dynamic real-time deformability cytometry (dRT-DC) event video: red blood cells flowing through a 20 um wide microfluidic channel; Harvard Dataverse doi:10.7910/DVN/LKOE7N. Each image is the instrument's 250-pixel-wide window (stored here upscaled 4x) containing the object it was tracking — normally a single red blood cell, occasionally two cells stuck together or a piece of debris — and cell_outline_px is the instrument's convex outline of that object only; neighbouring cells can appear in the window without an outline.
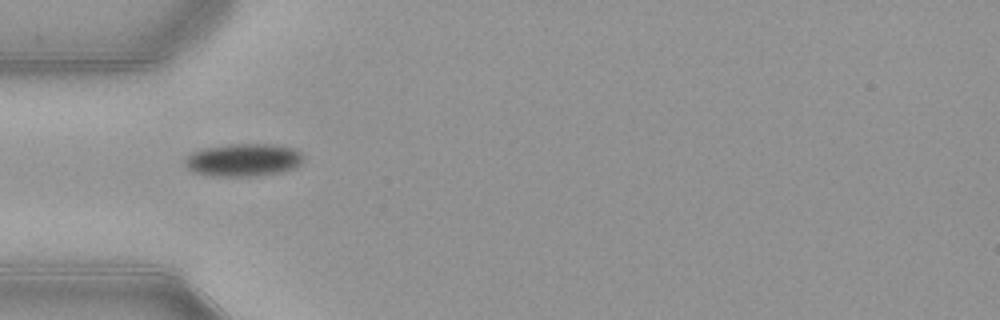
{"species": "common noctule bat (a hibernating species)", "species_latin": "Nyctalus noctula", "temperature_condition": "warm", "stored_images_in_passage": 34, "camera_frame_rate_fps": 3000, "um_per_image_px": 0.085, "animal": {"sex": "female", "body_mass_g": 21.9}, "frame": {"image": 1, "passage_image": 1, "time_ms": 0.0, "image_size_px": [1000, 320], "cell_outline_px": [[304, 160], [296, 168], [280, 172], [256, 176], [212, 176], [192, 172], [184, 164], [184, 160], [192, 152], [204, 148], [228, 144], [272, 144], [292, 148], [300, 152], [304, 156]], "centroid_in_image_um": [20.69, 13.6], "position_along_channel_um": 64.3, "area_um2": 22.77}}
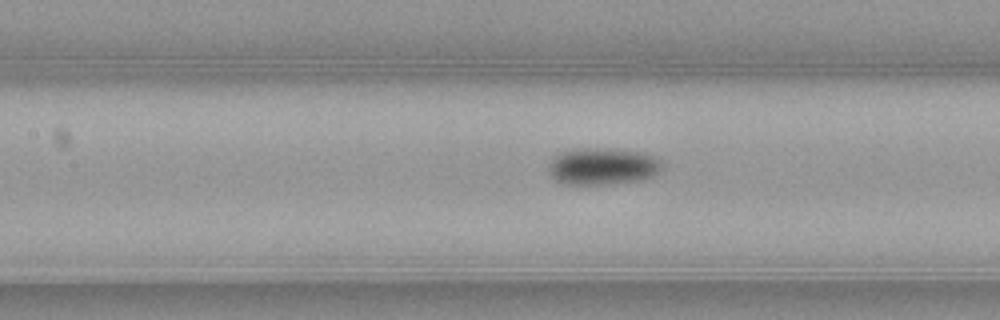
{"frame": {"image": 2, "passage_image": 8, "time_ms": 2.333, "image_size_px": [1000, 320], "cell_outline_px": [[660, 168], [652, 176], [640, 180], [608, 184], [564, 184], [556, 180], [548, 172], [548, 164], [560, 152], [580, 148], [608, 148], [640, 152], [652, 156], [660, 160]], "centroid_in_image_um": [51.17, 14.13], "position_along_channel_um": 156.2, "area_um2": 24.16}}
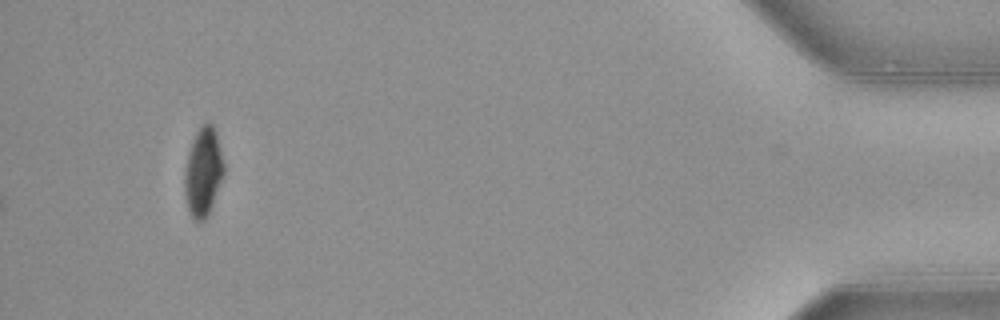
{"frame": {"image": 3, "passage_image": 34, "time_ms": 11.0, "image_size_px": [1000, 320], "cell_outline_px": [[224, 176], [212, 204], [204, 220], [196, 220], [192, 216], [188, 208], [184, 192], [184, 172], [188, 152], [192, 140], [200, 124], [212, 124], [216, 132], [224, 164]], "centroid_in_image_um": [17.26, 14.58], "position_along_channel_um": 417.9, "area_um2": 20.11}, "authors_computed_cell_mechanics": {"area_um2": 22.9466, "velocity_mm_per_s": 3.9118, "shape_relaxation_time_tau1_ms": 4.6848, "shape_relaxation_time_tau2_ms": null, "deformation_change_tau1": 0.108, "deformation_change_tau2": null}}